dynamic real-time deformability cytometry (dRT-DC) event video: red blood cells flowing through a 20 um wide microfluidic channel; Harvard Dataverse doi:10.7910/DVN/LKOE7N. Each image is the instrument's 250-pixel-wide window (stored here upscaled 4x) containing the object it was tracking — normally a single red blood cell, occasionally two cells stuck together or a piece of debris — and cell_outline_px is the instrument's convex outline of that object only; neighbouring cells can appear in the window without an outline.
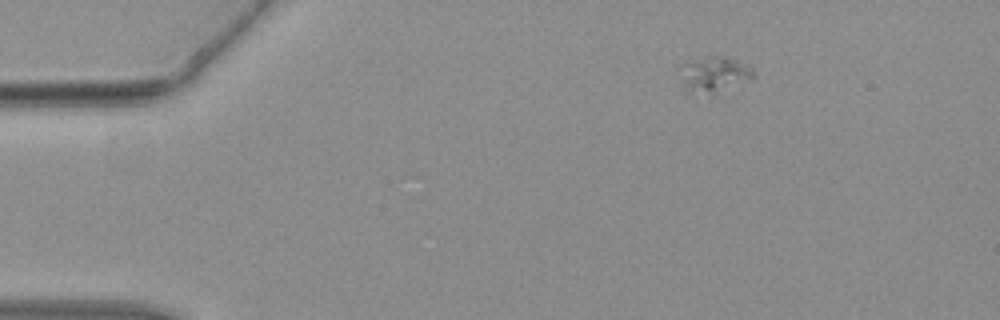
{"species": "common noctule bat (a hibernating species)", "species_latin": "Nyctalus noctula", "temperature_condition": "warm", "stored_images_in_passage": 9, "camera_frame_rate_fps": 3000, "um_per_image_px": 0.085, "animal": {"sex": "female", "body_mass_g": 19.3, "forearm_length_mm": 54.1}, "frame": {"image": 1, "passage_image": 1, "time_ms": 0.0, "image_size_px": [1000, 320], "cell_outline_px": [[756, 76], [752, 80], [712, 96], [684, 96], [676, 68], [688, 60], [712, 56], [724, 56], [752, 64], [756, 72]], "centroid_in_image_um": [60.64, 6.4], "position_along_channel_um": 24.4, "area_um2": 17.28}}